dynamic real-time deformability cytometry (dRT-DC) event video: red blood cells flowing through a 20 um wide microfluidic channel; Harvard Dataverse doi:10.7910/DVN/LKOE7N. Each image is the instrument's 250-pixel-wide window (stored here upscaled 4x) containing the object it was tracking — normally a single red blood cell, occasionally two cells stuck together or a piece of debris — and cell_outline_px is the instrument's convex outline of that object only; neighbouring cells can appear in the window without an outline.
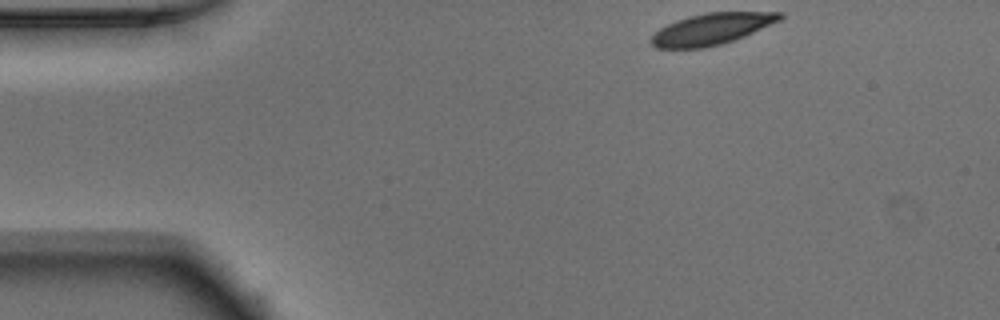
{"species": "Egyptian fruit bat (a non-hibernating species)", "species_latin": "Rousettus aegyptiacus", "temperature_condition": "warm", "stored_images_in_passage": 45, "camera_frame_rate_fps": 3000, "um_per_image_px": 0.085, "animal": {"sex": "male"}, "frame": {"image": 1, "passage_image": 1, "time_ms": 0.0, "image_size_px": [1000, 320], "cell_outline_px": [[784, 16], [780, 20], [744, 36], [720, 44], [704, 48], [656, 48], [648, 40], [660, 28], [676, 20], [688, 16], [708, 12], [784, 12]], "centroid_in_image_um": [60.47, 2.46], "position_along_channel_um": 24.5, "area_um2": 23.35}}
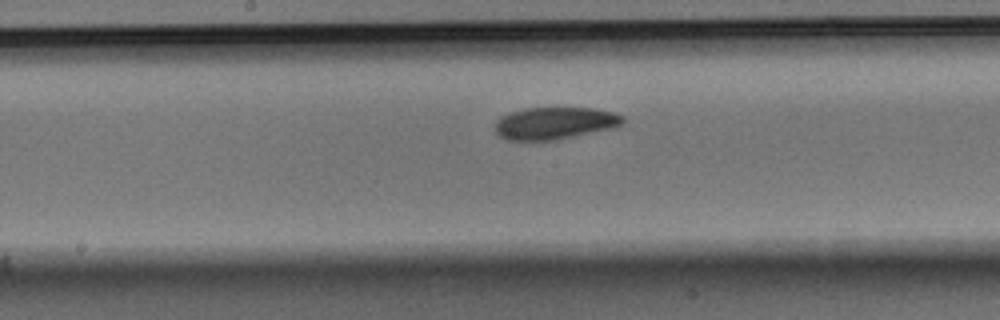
{"frame": {"image": 2, "passage_image": 20, "time_ms": 6.333, "image_size_px": [1000, 320], "cell_outline_px": [[624, 120], [616, 128], [552, 140], [508, 140], [500, 136], [496, 132], [496, 120], [500, 116], [508, 112], [524, 108], [596, 108], [612, 112], [624, 116]], "centroid_in_image_um": [47.15, 10.46], "position_along_channel_um": 201.1, "area_um2": 23.99}}
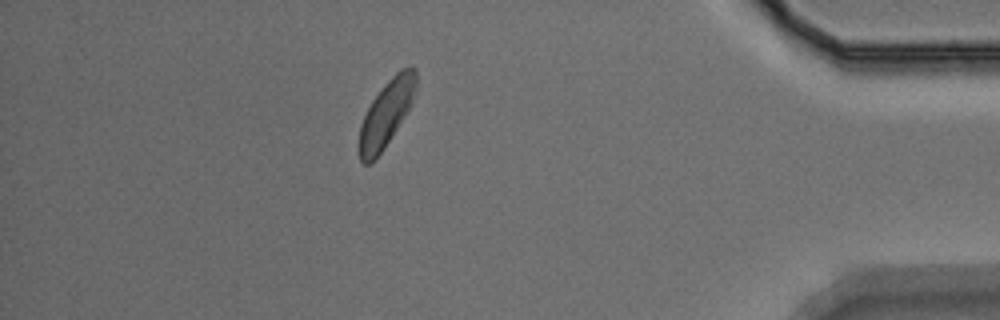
{"frame": {"image": 3, "passage_image": 39, "time_ms": 12.667, "image_size_px": [1000, 320], "cell_outline_px": [[416, 84], [412, 104], [384, 148], [368, 164], [364, 164], [360, 160], [356, 148], [360, 124], [372, 100], [384, 84], [400, 68], [408, 64], [412, 64], [416, 68]], "centroid_in_image_um": [32.82, 9.61], "position_along_channel_um": 402.4, "area_um2": 22.14}, "authors_computed_cell_mechanics": {"area_um2": 24.1026, "velocity_mm_per_s": 3.8627, "shape_relaxation_time_tau1_ms": 2.6731, "shape_relaxation_time_tau2_ms": 7.5137, "deformation_change_tau1": 0.0869, "deformation_change_tau2": 0.1219}}